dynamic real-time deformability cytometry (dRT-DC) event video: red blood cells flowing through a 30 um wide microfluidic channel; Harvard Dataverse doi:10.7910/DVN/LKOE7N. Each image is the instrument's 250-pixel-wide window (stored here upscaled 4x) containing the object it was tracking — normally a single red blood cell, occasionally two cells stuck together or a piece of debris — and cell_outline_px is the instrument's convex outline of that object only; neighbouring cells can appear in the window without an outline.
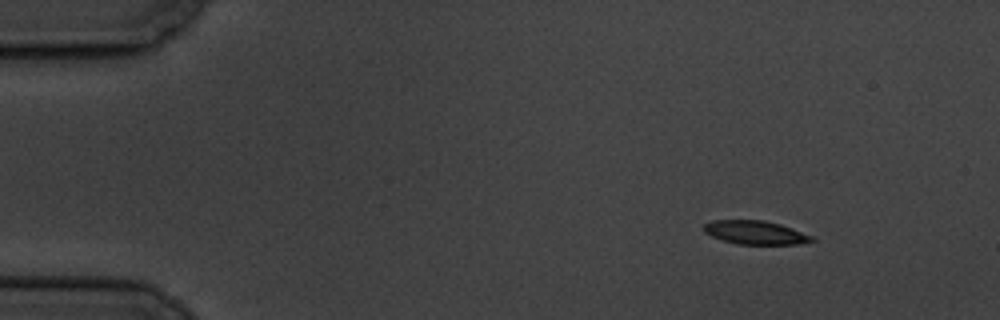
{"species": "common noctule bat (a hibernating species)", "species_latin": "Nyctalus noctula", "temperature_condition": "cold", "stored_images_in_passage": 4, "camera_frame_rate_fps": 3000, "um_per_image_px": 0.085, "animal": {"sex": "male", "body_mass_g": 19.5, "forearm_length_mm": 54.6}, "frame": {"image": 1, "passage_image": 1, "time_ms": 0.0, "image_size_px": [1000, 320], "cell_outline_px": [[816, 240], [796, 244], [736, 244], [712, 236], [704, 232], [704, 224], [712, 220], [764, 220], [780, 224], [812, 236]], "centroid_in_image_um": [64.18, 19.76], "position_along_channel_um": 20.8, "area_um2": 14.68}}
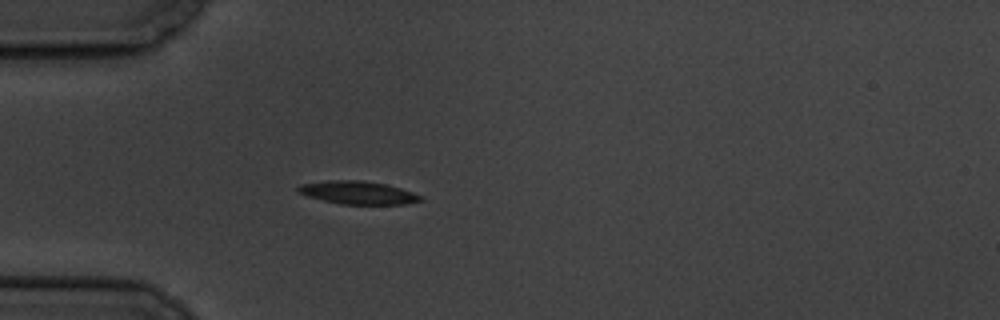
{"frame": {"image": 2, "passage_image": 4, "time_ms": 3.333, "image_size_px": [1000, 320], "cell_outline_px": [[424, 200], [408, 204], [340, 204], [308, 196], [300, 192], [296, 188], [300, 184], [328, 180], [364, 180], [384, 184], [400, 188], [424, 196]], "centroid_in_image_um": [30.47, 16.37], "position_along_channel_um": 54.5, "area_um2": 16.42}}